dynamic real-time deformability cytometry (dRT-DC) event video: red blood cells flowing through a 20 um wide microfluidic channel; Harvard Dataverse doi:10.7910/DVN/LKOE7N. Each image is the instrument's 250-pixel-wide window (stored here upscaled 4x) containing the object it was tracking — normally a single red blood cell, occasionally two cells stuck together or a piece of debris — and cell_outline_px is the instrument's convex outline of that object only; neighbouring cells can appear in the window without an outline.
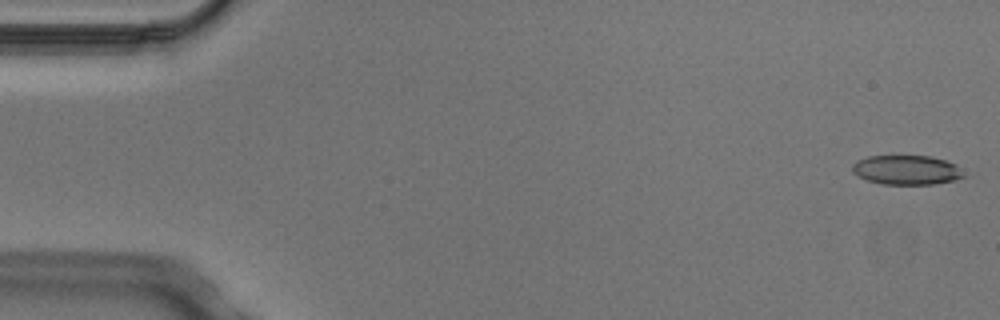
{"species": "Egyptian fruit bat (a non-hibernating species)", "species_latin": "Rousettus aegyptiacus", "temperature_condition": "cold", "stored_images_in_passage": 5, "camera_frame_rate_fps": 3000, "um_per_image_px": 0.085, "animal": {"sex": "male"}, "frame": {"image": 1, "passage_image": 1, "time_ms": 0.0, "image_size_px": [1000, 320], "cell_outline_px": [[968, 176], [952, 180], [932, 184], [884, 184], [868, 180], [852, 172], [852, 164], [856, 160], [868, 156], [932, 156], [956, 164]], "centroid_in_image_um": [77.08, 14.44], "position_along_channel_um": 7.9, "area_um2": 19.07}}
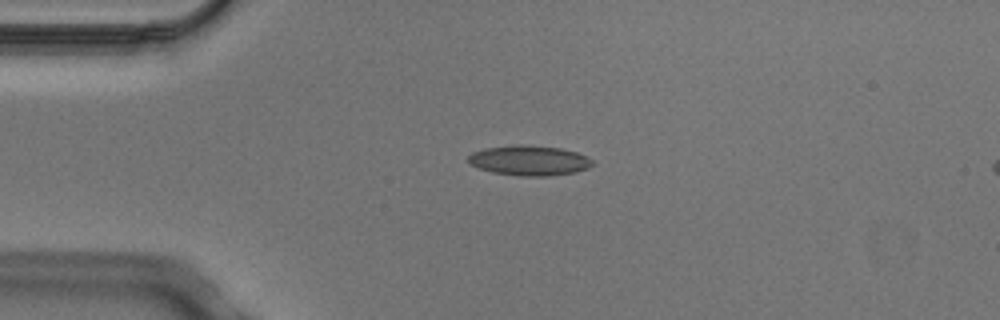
{"frame": {"image": 2, "passage_image": 4, "time_ms": 1.0, "image_size_px": [1000, 320], "cell_outline_px": [[592, 164], [588, 168], [576, 172], [548, 176], [520, 176], [492, 172], [480, 168], [472, 164], [468, 160], [468, 156], [472, 152], [484, 148], [516, 144], [520, 144], [560, 148], [576, 152], [592, 160]], "centroid_in_image_um": [44.97, 13.64], "position_along_channel_um": 40.0, "area_um2": 21.62}}